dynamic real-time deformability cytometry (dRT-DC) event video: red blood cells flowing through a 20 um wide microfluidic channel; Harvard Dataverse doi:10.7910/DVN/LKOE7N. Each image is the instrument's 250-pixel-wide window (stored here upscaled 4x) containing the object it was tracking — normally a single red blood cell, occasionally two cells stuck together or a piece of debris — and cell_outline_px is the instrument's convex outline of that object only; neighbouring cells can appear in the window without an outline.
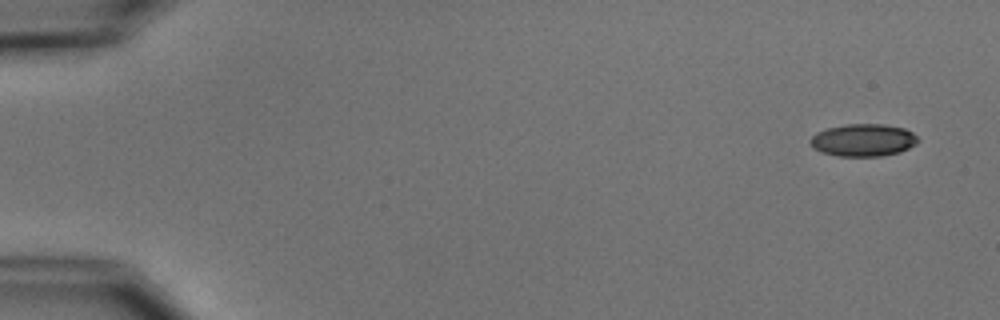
{"species": "common noctule bat (a hibernating species)", "species_latin": "Nyctalus noctula", "temperature_condition": "cold", "stored_images_in_passage": 4, "camera_frame_rate_fps": 3000, "um_per_image_px": 0.085, "animal": {"sex": "male", "body_mass_g": 15.6}, "frame": {"image": 1, "passage_image": 1, "time_ms": 0.0, "image_size_px": [1000, 320], "cell_outline_px": [[920, 140], [916, 144], [900, 152], [880, 156], [836, 156], [820, 152], [812, 148], [808, 140], [816, 132], [828, 128], [844, 124], [884, 124], [904, 128], [912, 132]], "centroid_in_image_um": [73.34, 11.91], "position_along_channel_um": 11.7, "area_um2": 20.58}}
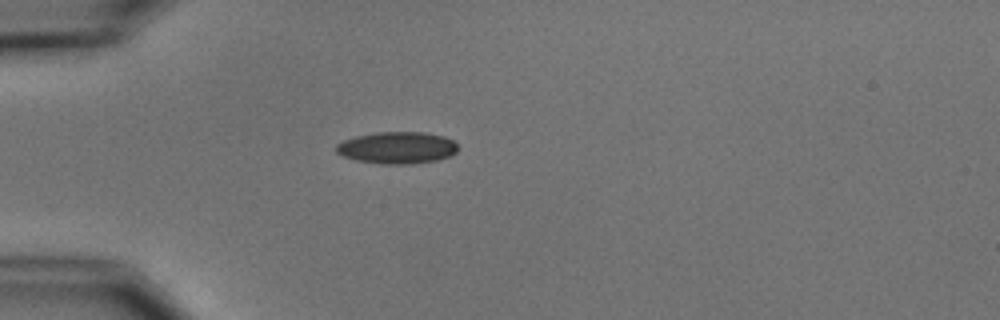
{"frame": {"image": 2, "passage_image": 4, "time_ms": 4.333, "image_size_px": [1000, 320], "cell_outline_px": [[456, 152], [452, 156], [436, 160], [412, 164], [380, 164], [356, 160], [344, 156], [336, 152], [336, 144], [344, 140], [356, 136], [376, 132], [424, 132], [444, 136], [452, 140], [456, 144]], "centroid_in_image_um": [33.76, 12.56], "position_along_channel_um": 51.2, "area_um2": 22.66}}